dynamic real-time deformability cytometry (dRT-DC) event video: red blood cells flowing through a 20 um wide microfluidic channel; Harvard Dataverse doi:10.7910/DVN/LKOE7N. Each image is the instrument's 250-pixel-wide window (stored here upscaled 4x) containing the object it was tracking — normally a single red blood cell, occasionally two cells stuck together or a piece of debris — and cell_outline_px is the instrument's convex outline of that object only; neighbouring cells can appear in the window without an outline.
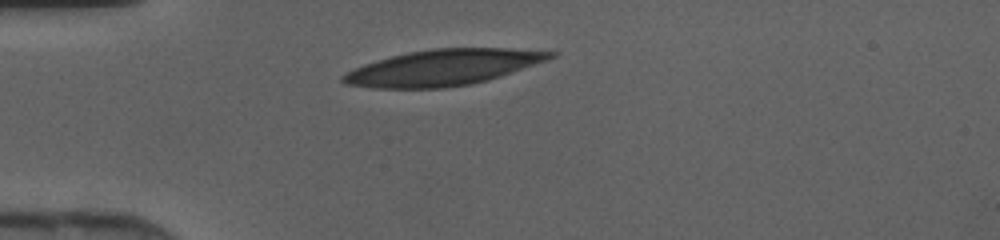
{"species": "human", "species_latin": "Homo sapiens", "temperature_condition": "cold", "stored_images_in_passage": 28, "camera_frame_rate_fps": 3000, "um_per_image_px": 0.085, "donor": {"sex": "female"}, "frame": {"image": 1, "passage_image": 1, "time_ms": 0.0, "image_size_px": [1000, 240], "cell_outline_px": [[560, 52], [556, 56], [548, 60], [488, 80], [472, 84], [444, 88], [372, 88], [344, 84], [340, 80], [340, 76], [364, 64], [392, 56], [408, 52], [432, 48], [508, 48]], "centroid_in_image_um": [37.68, 5.74], "position_along_channel_um": 47.3, "area_um2": 43.35}}
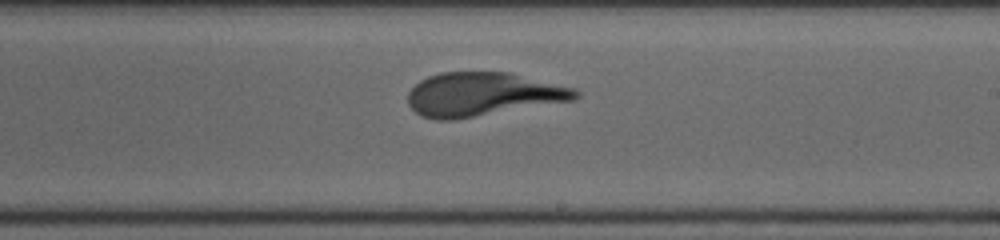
{"frame": {"image": 2, "passage_image": 16, "time_ms": 5.0, "image_size_px": [1000, 240], "cell_outline_px": [[580, 96], [576, 100], [452, 120], [436, 120], [420, 116], [408, 104], [408, 92], [420, 80], [428, 76], [440, 72], [508, 72], [576, 88], [580, 92]], "centroid_in_image_um": [41.05, 8.02], "position_along_channel_um": 248.0, "area_um2": 42.77}}
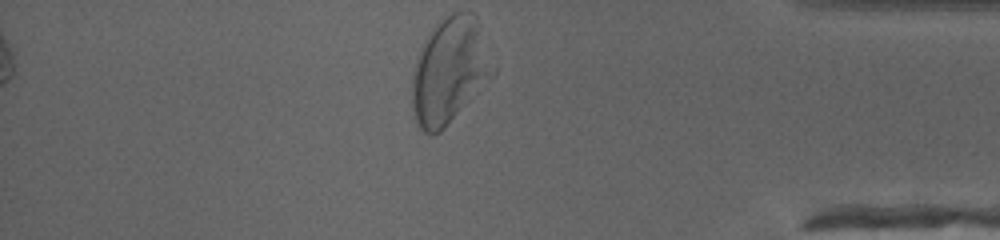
{"frame": {"image": 3, "passage_image": 28, "time_ms": 9.0, "image_size_px": [1000, 240], "cell_outline_px": [[496, 72], [444, 128], [440, 132], [432, 136], [424, 132], [416, 124], [412, 108], [412, 72], [416, 56], [428, 32], [440, 20], [452, 12], [472, 12], [476, 16], [496, 68]], "centroid_in_image_um": [38.19, 6.0], "position_along_channel_um": 397.0, "area_um2": 50.05}}